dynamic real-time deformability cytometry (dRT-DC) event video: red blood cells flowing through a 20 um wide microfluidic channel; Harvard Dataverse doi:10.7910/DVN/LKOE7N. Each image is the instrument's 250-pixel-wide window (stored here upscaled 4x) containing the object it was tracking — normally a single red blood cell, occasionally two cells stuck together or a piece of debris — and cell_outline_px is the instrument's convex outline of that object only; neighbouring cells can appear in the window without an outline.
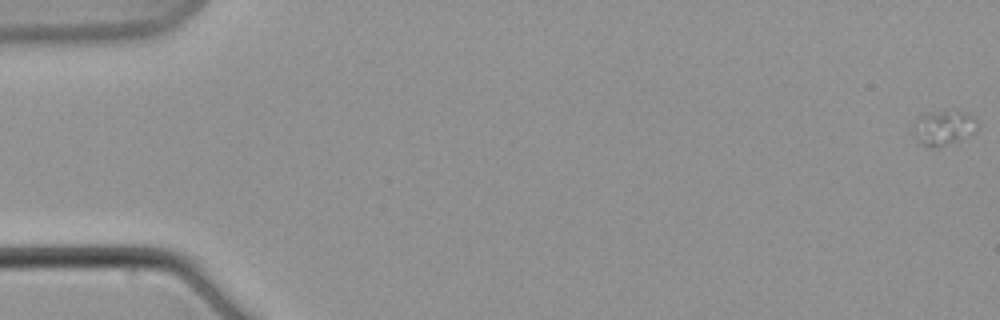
{"species": "common noctule bat (a hibernating species)", "species_latin": "Nyctalus noctula", "temperature_condition": "warm", "stored_images_in_passage": 12, "camera_frame_rate_fps": 3000, "um_per_image_px": 0.085, "animal": {"sex": "male", "body_mass_g": 21.5, "forearm_length_mm": 52.0}, "frame": {"image": 1, "passage_image": 1, "time_ms": 0.0, "image_size_px": [1000, 320], "cell_outline_px": [[976, 132], [936, 148], [924, 144], [912, 132], [912, 124], [916, 116], [932, 112], [968, 112], [976, 116]], "centroid_in_image_um": [80.19, 10.82], "position_along_channel_um": 4.8, "area_um2": 12.72}}